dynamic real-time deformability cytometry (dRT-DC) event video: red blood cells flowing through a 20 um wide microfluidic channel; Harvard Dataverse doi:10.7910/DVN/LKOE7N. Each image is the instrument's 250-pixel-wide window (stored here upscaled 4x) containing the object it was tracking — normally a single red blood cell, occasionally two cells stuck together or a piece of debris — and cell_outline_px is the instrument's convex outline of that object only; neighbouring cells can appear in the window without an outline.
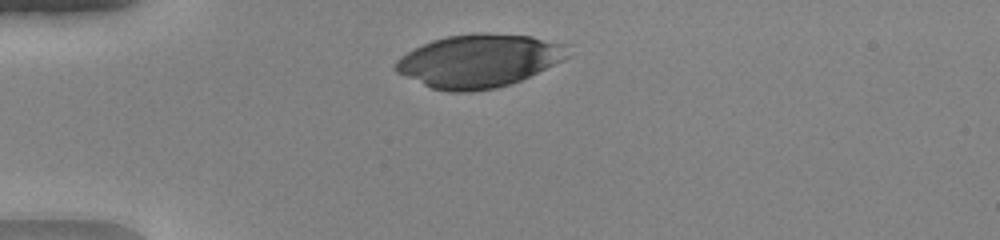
{"species": "human", "species_latin": "Homo sapiens", "temperature_condition": "warm", "stored_images_in_passage": 32, "camera_frame_rate_fps": 3000, "um_per_image_px": 0.085, "donor": {"sex": "female"}, "frame": {"image": 1, "passage_image": 4, "time_ms": 1.0, "image_size_px": [1000, 240], "cell_outline_px": [[572, 56], [564, 60], [520, 80], [496, 88], [472, 92], [448, 92], [432, 88], [396, 72], [392, 68], [396, 60], [400, 56], [412, 48], [432, 40], [448, 36], [472, 32], [488, 32], [532, 36], [568, 44]], "centroid_in_image_um": [40.72, 5.15], "position_along_channel_um": 44.3, "area_um2": 53.93}}
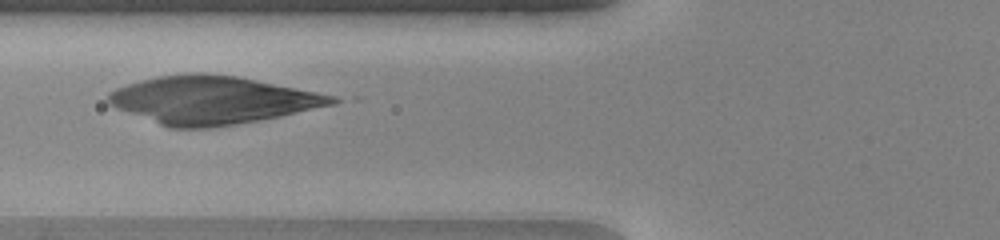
{"frame": {"image": 2, "passage_image": 11, "time_ms": 3.333, "image_size_px": [1000, 240], "cell_outline_px": [[344, 100], [336, 104], [280, 116], [260, 120], [212, 128], [168, 128], [116, 108], [108, 104], [108, 92], [116, 88], [140, 80], [160, 76], [188, 72], [200, 72], [236, 76], [336, 96]], "centroid_in_image_um": [18.02, 8.51], "position_along_channel_um": 107.8, "area_um2": 62.31}}
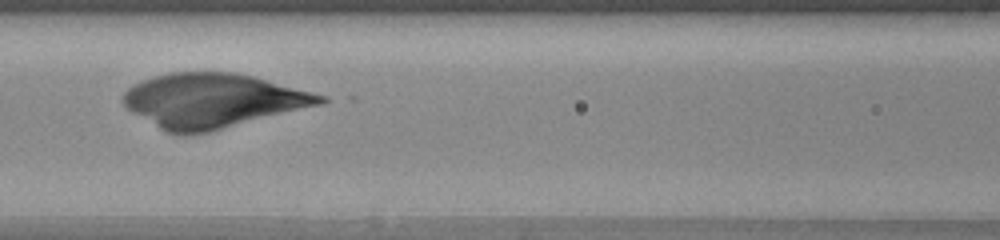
{"frame": {"image": 3, "passage_image": 14, "time_ms": 4.333, "image_size_px": [1000, 240], "cell_outline_px": [[328, 100], [324, 104], [208, 132], [188, 136], [176, 136], [160, 128], [132, 112], [120, 100], [124, 92], [128, 88], [140, 80], [152, 76], [168, 72], [236, 72], [252, 76], [328, 96]], "centroid_in_image_um": [18.06, 8.55], "position_along_channel_um": 148.5, "area_um2": 62.6}}